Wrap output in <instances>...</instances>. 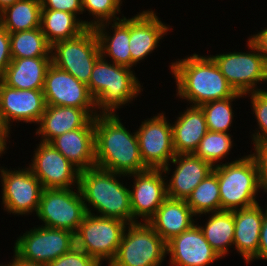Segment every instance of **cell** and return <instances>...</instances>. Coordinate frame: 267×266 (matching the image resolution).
Masks as SVG:
<instances>
[{
    "label": "cell",
    "instance_id": "obj_1",
    "mask_svg": "<svg viewBox=\"0 0 267 266\" xmlns=\"http://www.w3.org/2000/svg\"><path fill=\"white\" fill-rule=\"evenodd\" d=\"M117 114L94 117L96 167L122 175L135 174L148 168L139 151L136 132L127 130Z\"/></svg>",
    "mask_w": 267,
    "mask_h": 266
},
{
    "label": "cell",
    "instance_id": "obj_2",
    "mask_svg": "<svg viewBox=\"0 0 267 266\" xmlns=\"http://www.w3.org/2000/svg\"><path fill=\"white\" fill-rule=\"evenodd\" d=\"M177 60L169 66L176 82V96L192 106L230 98L237 93L210 56L194 53Z\"/></svg>",
    "mask_w": 267,
    "mask_h": 266
},
{
    "label": "cell",
    "instance_id": "obj_3",
    "mask_svg": "<svg viewBox=\"0 0 267 266\" xmlns=\"http://www.w3.org/2000/svg\"><path fill=\"white\" fill-rule=\"evenodd\" d=\"M121 176L126 177L98 167L80 172L78 187L87 213L92 214L95 209L97 216L133 223L130 188L120 182Z\"/></svg>",
    "mask_w": 267,
    "mask_h": 266
},
{
    "label": "cell",
    "instance_id": "obj_4",
    "mask_svg": "<svg viewBox=\"0 0 267 266\" xmlns=\"http://www.w3.org/2000/svg\"><path fill=\"white\" fill-rule=\"evenodd\" d=\"M108 62L102 56L97 59L87 85L98 114H117L143 91L132 68Z\"/></svg>",
    "mask_w": 267,
    "mask_h": 266
},
{
    "label": "cell",
    "instance_id": "obj_5",
    "mask_svg": "<svg viewBox=\"0 0 267 266\" xmlns=\"http://www.w3.org/2000/svg\"><path fill=\"white\" fill-rule=\"evenodd\" d=\"M213 172L218 177L221 210L234 211L254 206L259 203L256 199L258 192H265L253 154L231 162H220Z\"/></svg>",
    "mask_w": 267,
    "mask_h": 266
},
{
    "label": "cell",
    "instance_id": "obj_6",
    "mask_svg": "<svg viewBox=\"0 0 267 266\" xmlns=\"http://www.w3.org/2000/svg\"><path fill=\"white\" fill-rule=\"evenodd\" d=\"M128 223L117 218L100 217L87 213L79 225L75 245L93 257L100 265L114 260Z\"/></svg>",
    "mask_w": 267,
    "mask_h": 266
},
{
    "label": "cell",
    "instance_id": "obj_7",
    "mask_svg": "<svg viewBox=\"0 0 267 266\" xmlns=\"http://www.w3.org/2000/svg\"><path fill=\"white\" fill-rule=\"evenodd\" d=\"M166 254V242L148 222H133L125 228L109 266H161Z\"/></svg>",
    "mask_w": 267,
    "mask_h": 266
},
{
    "label": "cell",
    "instance_id": "obj_8",
    "mask_svg": "<svg viewBox=\"0 0 267 266\" xmlns=\"http://www.w3.org/2000/svg\"><path fill=\"white\" fill-rule=\"evenodd\" d=\"M249 52L210 55L233 89L241 94L256 92L259 82L267 81V63L257 46L248 39Z\"/></svg>",
    "mask_w": 267,
    "mask_h": 266
},
{
    "label": "cell",
    "instance_id": "obj_9",
    "mask_svg": "<svg viewBox=\"0 0 267 266\" xmlns=\"http://www.w3.org/2000/svg\"><path fill=\"white\" fill-rule=\"evenodd\" d=\"M100 56L99 42L93 28H87L77 37L56 42L51 46L52 64L86 85Z\"/></svg>",
    "mask_w": 267,
    "mask_h": 266
},
{
    "label": "cell",
    "instance_id": "obj_10",
    "mask_svg": "<svg viewBox=\"0 0 267 266\" xmlns=\"http://www.w3.org/2000/svg\"><path fill=\"white\" fill-rule=\"evenodd\" d=\"M43 189L36 216L42 226L76 233L87 214L79 187Z\"/></svg>",
    "mask_w": 267,
    "mask_h": 266
},
{
    "label": "cell",
    "instance_id": "obj_11",
    "mask_svg": "<svg viewBox=\"0 0 267 266\" xmlns=\"http://www.w3.org/2000/svg\"><path fill=\"white\" fill-rule=\"evenodd\" d=\"M33 228L15 241L14 254L20 259L48 265L75 246L74 234L68 230L42 225Z\"/></svg>",
    "mask_w": 267,
    "mask_h": 266
},
{
    "label": "cell",
    "instance_id": "obj_12",
    "mask_svg": "<svg viewBox=\"0 0 267 266\" xmlns=\"http://www.w3.org/2000/svg\"><path fill=\"white\" fill-rule=\"evenodd\" d=\"M144 119L137 129L139 151L144 165L150 169H162L165 174L171 171L170 161L176 153L173 147L172 126L165 114L157 113Z\"/></svg>",
    "mask_w": 267,
    "mask_h": 266
},
{
    "label": "cell",
    "instance_id": "obj_13",
    "mask_svg": "<svg viewBox=\"0 0 267 266\" xmlns=\"http://www.w3.org/2000/svg\"><path fill=\"white\" fill-rule=\"evenodd\" d=\"M0 175L3 209L17 216L36 214L44 188L31 169L0 167Z\"/></svg>",
    "mask_w": 267,
    "mask_h": 266
},
{
    "label": "cell",
    "instance_id": "obj_14",
    "mask_svg": "<svg viewBox=\"0 0 267 266\" xmlns=\"http://www.w3.org/2000/svg\"><path fill=\"white\" fill-rule=\"evenodd\" d=\"M29 168L44 189H69L79 186L80 171L51 143L39 142ZM73 185V186H72Z\"/></svg>",
    "mask_w": 267,
    "mask_h": 266
},
{
    "label": "cell",
    "instance_id": "obj_15",
    "mask_svg": "<svg viewBox=\"0 0 267 266\" xmlns=\"http://www.w3.org/2000/svg\"><path fill=\"white\" fill-rule=\"evenodd\" d=\"M46 106L43 90L14 89L0 80V119L9 133L12 122L38 125Z\"/></svg>",
    "mask_w": 267,
    "mask_h": 266
},
{
    "label": "cell",
    "instance_id": "obj_16",
    "mask_svg": "<svg viewBox=\"0 0 267 266\" xmlns=\"http://www.w3.org/2000/svg\"><path fill=\"white\" fill-rule=\"evenodd\" d=\"M162 169H150L128 175L134 185L130 190V202L133 212V222L140 217L148 222L167 198L166 178Z\"/></svg>",
    "mask_w": 267,
    "mask_h": 266
},
{
    "label": "cell",
    "instance_id": "obj_17",
    "mask_svg": "<svg viewBox=\"0 0 267 266\" xmlns=\"http://www.w3.org/2000/svg\"><path fill=\"white\" fill-rule=\"evenodd\" d=\"M43 94L46 105L96 108L87 85L53 64L47 69Z\"/></svg>",
    "mask_w": 267,
    "mask_h": 266
},
{
    "label": "cell",
    "instance_id": "obj_18",
    "mask_svg": "<svg viewBox=\"0 0 267 266\" xmlns=\"http://www.w3.org/2000/svg\"><path fill=\"white\" fill-rule=\"evenodd\" d=\"M166 250L172 266H209L222 259L205 239L198 224L170 239Z\"/></svg>",
    "mask_w": 267,
    "mask_h": 266
},
{
    "label": "cell",
    "instance_id": "obj_19",
    "mask_svg": "<svg viewBox=\"0 0 267 266\" xmlns=\"http://www.w3.org/2000/svg\"><path fill=\"white\" fill-rule=\"evenodd\" d=\"M170 29L151 9L137 12L130 18L129 49L132 68L158 48L159 41Z\"/></svg>",
    "mask_w": 267,
    "mask_h": 266
},
{
    "label": "cell",
    "instance_id": "obj_20",
    "mask_svg": "<svg viewBox=\"0 0 267 266\" xmlns=\"http://www.w3.org/2000/svg\"><path fill=\"white\" fill-rule=\"evenodd\" d=\"M95 109L47 105L35 132L40 141L50 143L57 136L83 128L98 115Z\"/></svg>",
    "mask_w": 267,
    "mask_h": 266
},
{
    "label": "cell",
    "instance_id": "obj_21",
    "mask_svg": "<svg viewBox=\"0 0 267 266\" xmlns=\"http://www.w3.org/2000/svg\"><path fill=\"white\" fill-rule=\"evenodd\" d=\"M175 165L171 179H166L167 197L186 200L196 186L212 171L213 166L194 154H179L170 161Z\"/></svg>",
    "mask_w": 267,
    "mask_h": 266
},
{
    "label": "cell",
    "instance_id": "obj_22",
    "mask_svg": "<svg viewBox=\"0 0 267 266\" xmlns=\"http://www.w3.org/2000/svg\"><path fill=\"white\" fill-rule=\"evenodd\" d=\"M50 143L80 172L96 167L94 118L83 128L57 136Z\"/></svg>",
    "mask_w": 267,
    "mask_h": 266
},
{
    "label": "cell",
    "instance_id": "obj_23",
    "mask_svg": "<svg viewBox=\"0 0 267 266\" xmlns=\"http://www.w3.org/2000/svg\"><path fill=\"white\" fill-rule=\"evenodd\" d=\"M264 209L258 204L234 210L233 246L247 264L257 255Z\"/></svg>",
    "mask_w": 267,
    "mask_h": 266
},
{
    "label": "cell",
    "instance_id": "obj_24",
    "mask_svg": "<svg viewBox=\"0 0 267 266\" xmlns=\"http://www.w3.org/2000/svg\"><path fill=\"white\" fill-rule=\"evenodd\" d=\"M171 124L173 147L176 155L194 154L202 138L208 132L204 112L200 106L186 107Z\"/></svg>",
    "mask_w": 267,
    "mask_h": 266
},
{
    "label": "cell",
    "instance_id": "obj_25",
    "mask_svg": "<svg viewBox=\"0 0 267 266\" xmlns=\"http://www.w3.org/2000/svg\"><path fill=\"white\" fill-rule=\"evenodd\" d=\"M110 26V28H109ZM113 31L110 34L107 29ZM112 27V28H111ZM114 29V30H113ZM97 35L102 57H110L111 62L132 68V58L129 49L130 18L105 22L93 28Z\"/></svg>",
    "mask_w": 267,
    "mask_h": 266
},
{
    "label": "cell",
    "instance_id": "obj_26",
    "mask_svg": "<svg viewBox=\"0 0 267 266\" xmlns=\"http://www.w3.org/2000/svg\"><path fill=\"white\" fill-rule=\"evenodd\" d=\"M193 217L186 200L167 197L148 223L167 243L194 225Z\"/></svg>",
    "mask_w": 267,
    "mask_h": 266
},
{
    "label": "cell",
    "instance_id": "obj_27",
    "mask_svg": "<svg viewBox=\"0 0 267 266\" xmlns=\"http://www.w3.org/2000/svg\"><path fill=\"white\" fill-rule=\"evenodd\" d=\"M51 64V57L12 59L0 80L14 89L43 90L45 75Z\"/></svg>",
    "mask_w": 267,
    "mask_h": 266
},
{
    "label": "cell",
    "instance_id": "obj_28",
    "mask_svg": "<svg viewBox=\"0 0 267 266\" xmlns=\"http://www.w3.org/2000/svg\"><path fill=\"white\" fill-rule=\"evenodd\" d=\"M40 28L51 46L75 38L87 29L86 20L75 14L50 9H41Z\"/></svg>",
    "mask_w": 267,
    "mask_h": 266
},
{
    "label": "cell",
    "instance_id": "obj_29",
    "mask_svg": "<svg viewBox=\"0 0 267 266\" xmlns=\"http://www.w3.org/2000/svg\"><path fill=\"white\" fill-rule=\"evenodd\" d=\"M208 214L211 215L206 224L199 227L210 246L221 258L225 257L228 250L233 247L234 211L220 210Z\"/></svg>",
    "mask_w": 267,
    "mask_h": 266
},
{
    "label": "cell",
    "instance_id": "obj_30",
    "mask_svg": "<svg viewBox=\"0 0 267 266\" xmlns=\"http://www.w3.org/2000/svg\"><path fill=\"white\" fill-rule=\"evenodd\" d=\"M41 0H18L0 12V24L9 32L40 27Z\"/></svg>",
    "mask_w": 267,
    "mask_h": 266
},
{
    "label": "cell",
    "instance_id": "obj_31",
    "mask_svg": "<svg viewBox=\"0 0 267 266\" xmlns=\"http://www.w3.org/2000/svg\"><path fill=\"white\" fill-rule=\"evenodd\" d=\"M12 59L51 57V45L41 28L10 33Z\"/></svg>",
    "mask_w": 267,
    "mask_h": 266
},
{
    "label": "cell",
    "instance_id": "obj_32",
    "mask_svg": "<svg viewBox=\"0 0 267 266\" xmlns=\"http://www.w3.org/2000/svg\"><path fill=\"white\" fill-rule=\"evenodd\" d=\"M186 202L196 217L220 211L221 202L217 175L212 171L196 186L187 197Z\"/></svg>",
    "mask_w": 267,
    "mask_h": 266
},
{
    "label": "cell",
    "instance_id": "obj_33",
    "mask_svg": "<svg viewBox=\"0 0 267 266\" xmlns=\"http://www.w3.org/2000/svg\"><path fill=\"white\" fill-rule=\"evenodd\" d=\"M242 97L247 96L237 92L230 98L209 101L200 105L205 115L208 131L229 133L234 118L232 102Z\"/></svg>",
    "mask_w": 267,
    "mask_h": 266
},
{
    "label": "cell",
    "instance_id": "obj_34",
    "mask_svg": "<svg viewBox=\"0 0 267 266\" xmlns=\"http://www.w3.org/2000/svg\"><path fill=\"white\" fill-rule=\"evenodd\" d=\"M231 136L230 133L208 131L200 141L194 155L213 167L218 166V162L226 158L234 146Z\"/></svg>",
    "mask_w": 267,
    "mask_h": 266
},
{
    "label": "cell",
    "instance_id": "obj_35",
    "mask_svg": "<svg viewBox=\"0 0 267 266\" xmlns=\"http://www.w3.org/2000/svg\"><path fill=\"white\" fill-rule=\"evenodd\" d=\"M122 0H82L83 12H89L94 19L86 21L87 28H94L105 22L120 20Z\"/></svg>",
    "mask_w": 267,
    "mask_h": 266
},
{
    "label": "cell",
    "instance_id": "obj_36",
    "mask_svg": "<svg viewBox=\"0 0 267 266\" xmlns=\"http://www.w3.org/2000/svg\"><path fill=\"white\" fill-rule=\"evenodd\" d=\"M250 97L252 111L257 120V127L255 133L251 134L253 145L256 142L267 139V91L258 90L256 92H250L245 94ZM259 125V126H258Z\"/></svg>",
    "mask_w": 267,
    "mask_h": 266
},
{
    "label": "cell",
    "instance_id": "obj_37",
    "mask_svg": "<svg viewBox=\"0 0 267 266\" xmlns=\"http://www.w3.org/2000/svg\"><path fill=\"white\" fill-rule=\"evenodd\" d=\"M48 266H102L93 257L82 251L76 245L67 253L61 255Z\"/></svg>",
    "mask_w": 267,
    "mask_h": 266
},
{
    "label": "cell",
    "instance_id": "obj_38",
    "mask_svg": "<svg viewBox=\"0 0 267 266\" xmlns=\"http://www.w3.org/2000/svg\"><path fill=\"white\" fill-rule=\"evenodd\" d=\"M42 9L65 11L77 17L83 14L82 0H41Z\"/></svg>",
    "mask_w": 267,
    "mask_h": 266
},
{
    "label": "cell",
    "instance_id": "obj_39",
    "mask_svg": "<svg viewBox=\"0 0 267 266\" xmlns=\"http://www.w3.org/2000/svg\"><path fill=\"white\" fill-rule=\"evenodd\" d=\"M254 152L252 153L259 166L260 178L262 185L267 192V139L256 142L254 145Z\"/></svg>",
    "mask_w": 267,
    "mask_h": 266
},
{
    "label": "cell",
    "instance_id": "obj_40",
    "mask_svg": "<svg viewBox=\"0 0 267 266\" xmlns=\"http://www.w3.org/2000/svg\"><path fill=\"white\" fill-rule=\"evenodd\" d=\"M11 61L10 33L0 24V78Z\"/></svg>",
    "mask_w": 267,
    "mask_h": 266
},
{
    "label": "cell",
    "instance_id": "obj_41",
    "mask_svg": "<svg viewBox=\"0 0 267 266\" xmlns=\"http://www.w3.org/2000/svg\"><path fill=\"white\" fill-rule=\"evenodd\" d=\"M267 206V205H266ZM262 228L260 231V241L257 255L251 260H267V207L265 208Z\"/></svg>",
    "mask_w": 267,
    "mask_h": 266
},
{
    "label": "cell",
    "instance_id": "obj_42",
    "mask_svg": "<svg viewBox=\"0 0 267 266\" xmlns=\"http://www.w3.org/2000/svg\"><path fill=\"white\" fill-rule=\"evenodd\" d=\"M248 38L257 46L259 52L264 56L267 63V27Z\"/></svg>",
    "mask_w": 267,
    "mask_h": 266
},
{
    "label": "cell",
    "instance_id": "obj_43",
    "mask_svg": "<svg viewBox=\"0 0 267 266\" xmlns=\"http://www.w3.org/2000/svg\"><path fill=\"white\" fill-rule=\"evenodd\" d=\"M13 260H11L7 266H48L47 264H41V263H33V262H28L23 259H20L17 257L15 254H13Z\"/></svg>",
    "mask_w": 267,
    "mask_h": 266
},
{
    "label": "cell",
    "instance_id": "obj_44",
    "mask_svg": "<svg viewBox=\"0 0 267 266\" xmlns=\"http://www.w3.org/2000/svg\"><path fill=\"white\" fill-rule=\"evenodd\" d=\"M10 133L4 128V127H0V157L3 156L2 154H4L7 150V140L9 139Z\"/></svg>",
    "mask_w": 267,
    "mask_h": 266
},
{
    "label": "cell",
    "instance_id": "obj_45",
    "mask_svg": "<svg viewBox=\"0 0 267 266\" xmlns=\"http://www.w3.org/2000/svg\"><path fill=\"white\" fill-rule=\"evenodd\" d=\"M18 0H0V12Z\"/></svg>",
    "mask_w": 267,
    "mask_h": 266
},
{
    "label": "cell",
    "instance_id": "obj_46",
    "mask_svg": "<svg viewBox=\"0 0 267 266\" xmlns=\"http://www.w3.org/2000/svg\"><path fill=\"white\" fill-rule=\"evenodd\" d=\"M0 127H4L3 124H2V122H1V119H0Z\"/></svg>",
    "mask_w": 267,
    "mask_h": 266
}]
</instances>
